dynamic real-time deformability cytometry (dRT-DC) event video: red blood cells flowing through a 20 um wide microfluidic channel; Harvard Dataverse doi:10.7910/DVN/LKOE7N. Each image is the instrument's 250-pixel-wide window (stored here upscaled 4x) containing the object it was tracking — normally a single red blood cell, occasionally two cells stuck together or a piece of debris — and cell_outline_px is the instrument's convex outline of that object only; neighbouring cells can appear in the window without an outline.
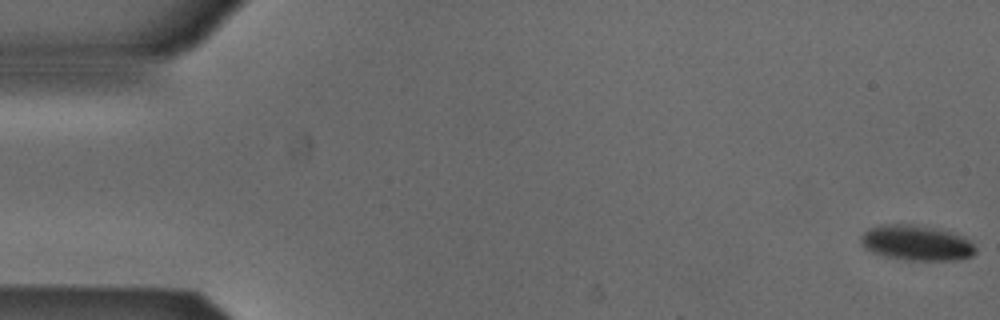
{"species": "Egyptian fruit bat (a non-hibernating species)", "species_latin": "Rousettus aegyptiacus", "temperature_condition": "cold", "stored_images_in_passage": 49, "camera_frame_rate_fps": 3000, "um_per_image_px": 0.085, "animal": {"sex": "male"}, "frame": {"image": 1, "passage_image": 1, "time_ms": 0.0, "image_size_px": [1000, 320], "cell_outline_px": [[976, 252], [972, 256], [956, 260], [912, 260], [884, 256], [872, 252], [864, 248], [860, 244], [860, 236], [868, 228], [880, 224], [912, 224], [948, 232], [964, 236], [976, 248]], "centroid_in_image_um": [77.85, 20.65], "position_along_channel_um": 7.2, "area_um2": 23.47}}
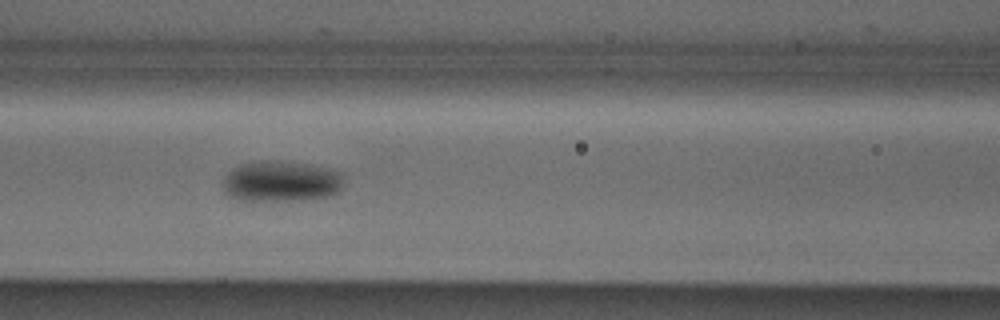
{"frame": {"image": 2, "passage_image": 23, "time_ms": 7.333, "image_size_px": [1000, 320], "cell_outline_px": [[344, 176], [340, 188], [332, 196], [304, 200], [240, 200], [228, 196], [224, 192], [224, 176], [232, 168], [240, 164], [264, 160], [272, 160], [312, 164], [328, 168], [340, 172]], "centroid_in_image_um": [23.89, 15.41], "position_along_channel_um": 142.7, "area_um2": 29.02}}
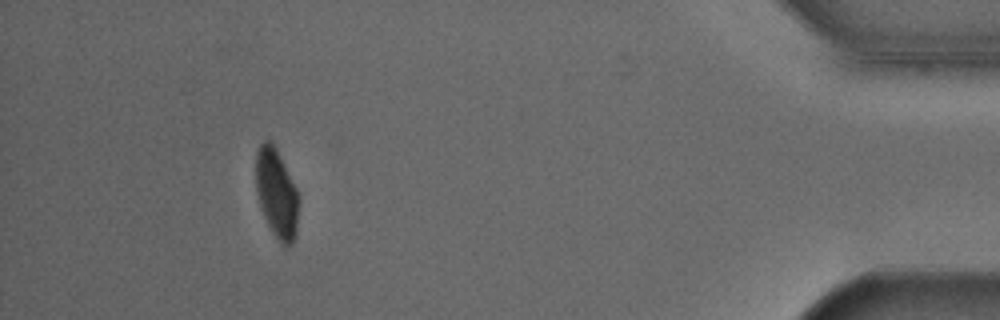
{"frame": {"image": 3, "passage_image": 49, "time_ms": 16.0, "image_size_px": [1000, 320], "cell_outline_px": [[300, 200], [296, 236], [292, 244], [288, 248], [284, 248], [280, 244], [272, 232], [260, 208], [256, 188], [256, 152], [260, 144], [264, 140], [272, 140], [296, 188]], "centroid_in_image_um": [23.53, 16.49], "position_along_channel_um": 411.7, "area_um2": 22.66}}